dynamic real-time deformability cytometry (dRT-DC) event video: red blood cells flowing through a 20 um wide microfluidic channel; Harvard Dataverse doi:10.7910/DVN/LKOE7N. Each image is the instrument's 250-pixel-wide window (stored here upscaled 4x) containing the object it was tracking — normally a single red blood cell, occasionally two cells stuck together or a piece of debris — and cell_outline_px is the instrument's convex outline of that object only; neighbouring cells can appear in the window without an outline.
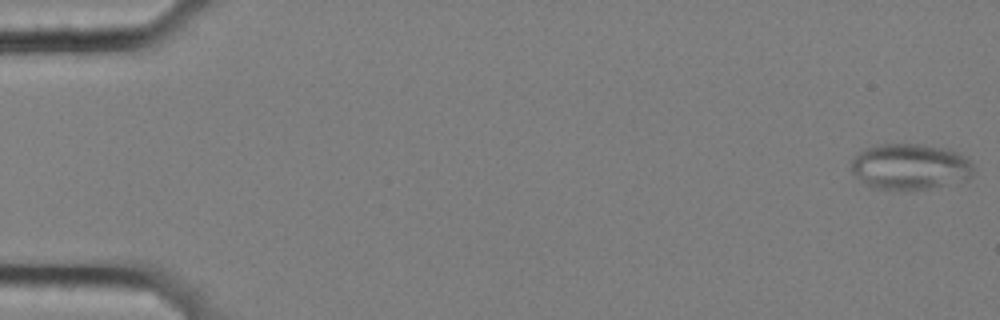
{"species": "common noctule bat (a hibernating species)", "species_latin": "Nyctalus noctula", "temperature_condition": "cold", "stored_images_in_passage": 58, "camera_frame_rate_fps": 3000, "um_per_image_px": 0.085, "animal": {"sex": "female", "body_mass_g": 25.1}, "frame": {"image": 1, "passage_image": 1, "time_ms": 0.0, "image_size_px": [1000, 320], "cell_outline_px": [[972, 176], [968, 180], [928, 188], [872, 188], [864, 184], [852, 172], [852, 160], [864, 148], [876, 144], [924, 144], [948, 148], [960, 152], [972, 164]], "centroid_in_image_um": [77.37, 14.13], "position_along_channel_um": 7.6, "area_um2": 32.6}}
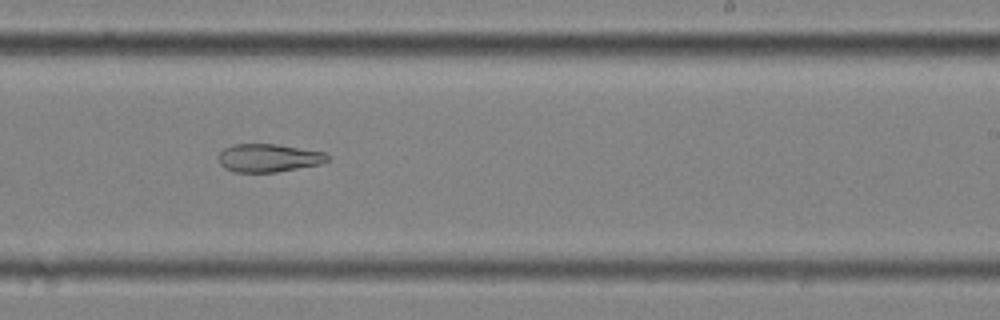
{"frame": {"image": 2, "passage_image": 36, "time_ms": 11.667, "image_size_px": [1000, 320], "cell_outline_px": [[328, 160], [320, 164], [276, 172], [232, 172], [224, 168], [220, 164], [220, 152], [224, 148], [232, 144], [276, 144], [324, 152], [328, 156]], "centroid_in_image_um": [22.8, 13.42], "position_along_channel_um": 266.2, "area_um2": 17.74}}
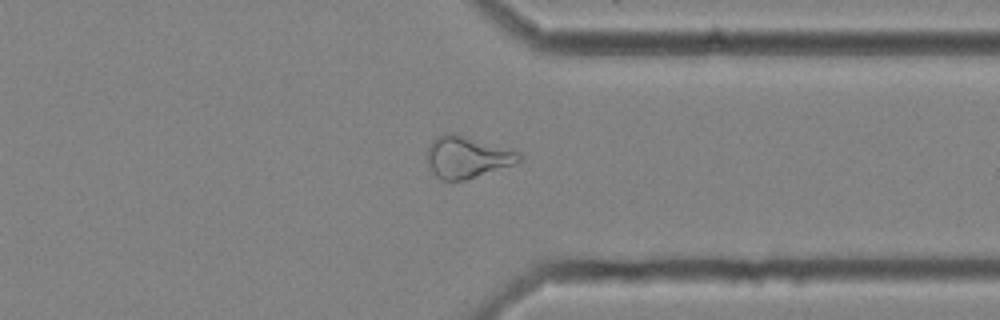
{"frame": {"image": 3, "passage_image": 45, "time_ms": 14.667, "image_size_px": [1000, 320], "cell_outline_px": [[520, 160], [516, 164], [464, 180], [440, 180], [436, 176], [428, 164], [428, 148], [432, 140], [436, 136], [444, 132], [456, 132], [512, 148], [520, 152]], "centroid_in_image_um": [39.73, 13.31], "position_along_channel_um": 371.7, "area_um2": 22.83}, "authors_computed_cell_mechanics": {"area_um2": 25.2008, "velocity_mm_per_s": 3.5321, "shape_relaxation_time_tau1_ms": null, "shape_relaxation_time_tau2_ms": 4.9328, "deformation_change_tau1": null, "deformation_change_tau2": 0.1432}}